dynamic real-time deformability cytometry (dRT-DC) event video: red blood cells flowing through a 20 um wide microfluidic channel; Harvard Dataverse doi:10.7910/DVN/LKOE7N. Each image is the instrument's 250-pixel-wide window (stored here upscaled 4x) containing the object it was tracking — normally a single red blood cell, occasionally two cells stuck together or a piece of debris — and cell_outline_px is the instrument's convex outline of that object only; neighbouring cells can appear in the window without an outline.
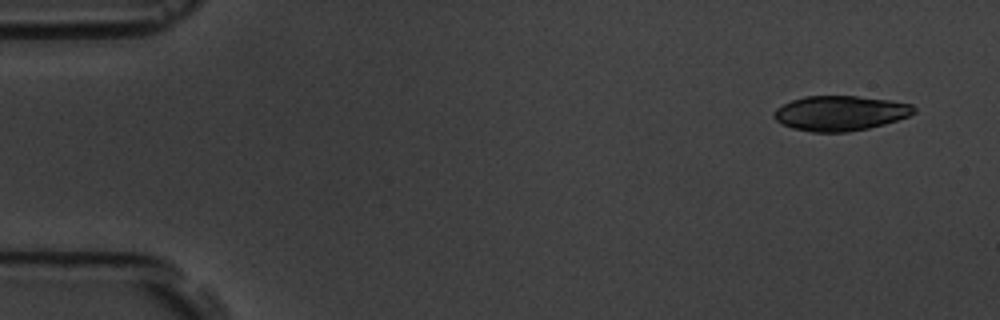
{"species": "common noctule bat (a hibernating species)", "species_latin": "Nyctalus noctula", "temperature_condition": "room temperature", "stored_images_in_passage": 5, "camera_frame_rate_fps": 3000, "um_per_image_px": 0.085, "animal": {"sex": "male", "body_mass_g": 19.5, "forearm_length_mm": 54.6}, "frame": {"image": 1, "passage_image": 1, "time_ms": 0.0, "image_size_px": [1000, 320], "cell_outline_px": [[916, 112], [908, 116], [884, 124], [868, 128], [848, 132], [812, 132], [792, 128], [780, 124], [772, 116], [776, 108], [792, 100], [804, 96], [856, 96], [888, 100], [912, 104], [916, 108]], "centroid_in_image_um": [71.39, 9.62], "position_along_channel_um": 13.6, "area_um2": 28.5}}